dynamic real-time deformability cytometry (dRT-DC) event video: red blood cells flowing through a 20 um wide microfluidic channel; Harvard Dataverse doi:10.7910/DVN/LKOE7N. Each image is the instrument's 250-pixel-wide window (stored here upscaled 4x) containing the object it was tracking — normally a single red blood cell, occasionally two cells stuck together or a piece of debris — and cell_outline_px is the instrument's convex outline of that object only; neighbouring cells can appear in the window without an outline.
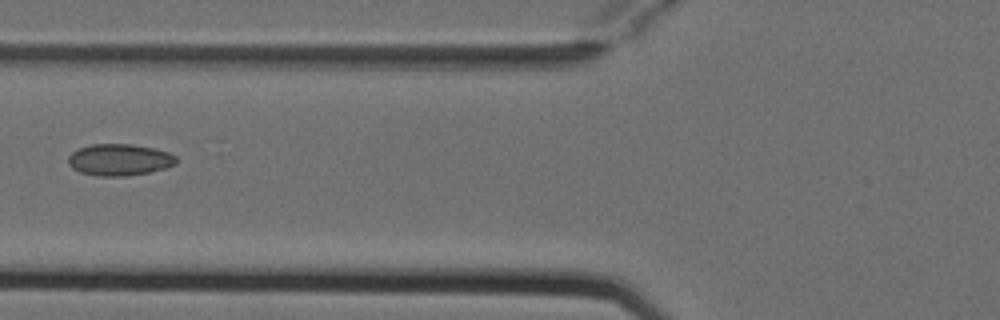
{"species": "Egyptian fruit bat (a non-hibernating species)", "species_latin": "Rousettus aegyptiacus", "temperature_condition": "cold", "stored_images_in_passage": 3, "camera_frame_rate_fps": 3000, "um_per_image_px": 0.085, "animal": {"sex": "female"}, "frame": {"image": 1, "passage_image": 2, "time_ms": 0.333, "image_size_px": [1000, 320], "cell_outline_px": [[176, 164], [152, 172], [128, 176], [96, 176], [80, 172], [72, 168], [68, 164], [68, 156], [72, 152], [80, 148], [92, 144], [132, 144], [152, 148], [168, 152], [176, 156]], "centroid_in_image_um": [10.14, 13.59], "position_along_channel_um": 115.7, "area_um2": 20.0}}
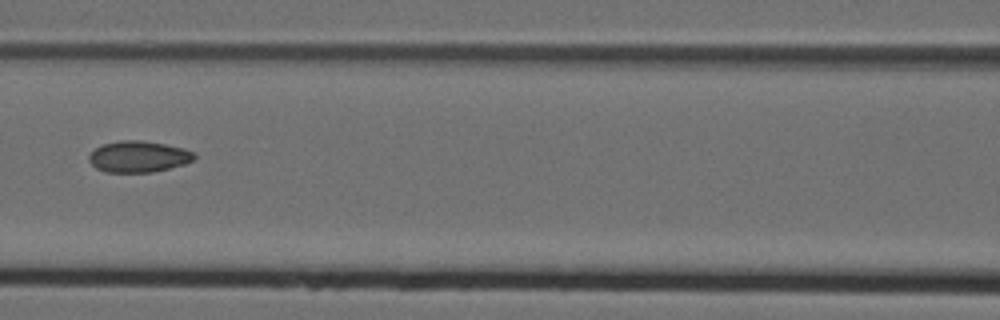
{"frame": {"image": 2, "passage_image": 3, "time_ms": 0.667, "image_size_px": [1000, 320], "cell_outline_px": [[196, 160], [184, 164], [152, 172], [104, 172], [96, 168], [88, 160], [88, 156], [96, 148], [104, 144], [120, 140], [140, 140], [164, 144], [184, 148], [196, 152]], "centroid_in_image_um": [11.8, 13.31], "position_along_channel_um": 154.8, "area_um2": 19.25}}